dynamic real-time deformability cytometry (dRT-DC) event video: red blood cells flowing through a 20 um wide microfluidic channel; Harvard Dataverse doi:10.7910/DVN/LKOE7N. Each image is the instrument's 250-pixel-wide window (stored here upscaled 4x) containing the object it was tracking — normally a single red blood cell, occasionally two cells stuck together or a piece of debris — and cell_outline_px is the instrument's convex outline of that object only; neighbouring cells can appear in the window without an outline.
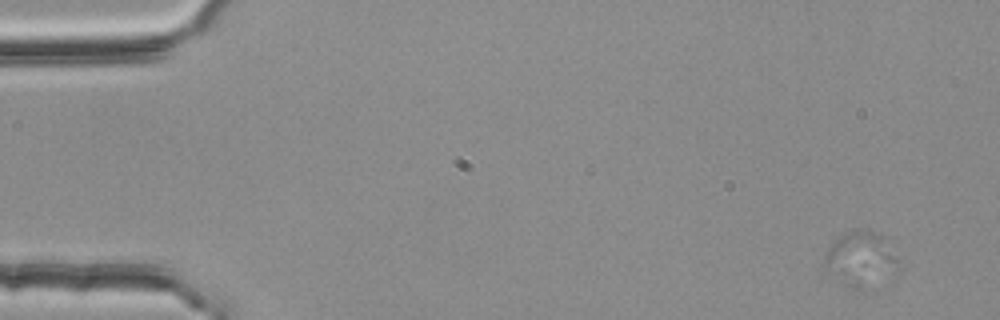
{"species": "common noctule bat (a hibernating species)", "species_latin": "Nyctalus noctula", "temperature_condition": "room temperature", "stored_images_in_passage": 4, "camera_frame_rate_fps": 3000, "um_per_image_px": 0.085, "animal": {"sex": "female", "body_mass_g": 25.1}, "frame": {"image": 1, "passage_image": 1, "time_ms": 0.0, "image_size_px": [1000, 320], "cell_outline_px": [[900, 268], [896, 276], [820, 272], [824, 256], [828, 248], [836, 236], [856, 228], [880, 232], [892, 240], [900, 264]], "centroid_in_image_um": [73.24, 21.62], "position_along_channel_um": 11.8, "area_um2": 20.98}}
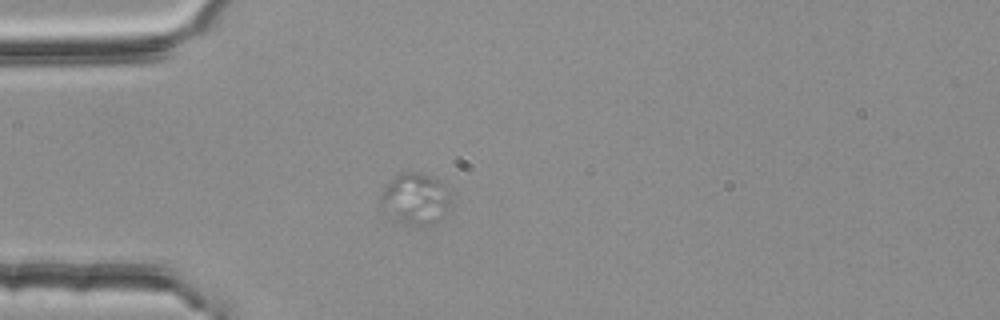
{"frame": {"image": 2, "passage_image": 4, "time_ms": 1.0, "image_size_px": [1000, 320], "cell_outline_px": [[448, 208], [444, 216], [436, 220], [416, 224], [408, 224], [380, 216], [376, 204], [380, 192], [384, 184], [388, 180], [400, 172], [420, 172], [440, 180], [448, 200]], "centroid_in_image_um": [35.07, 16.89], "position_along_channel_um": 49.9, "area_um2": 21.39}}